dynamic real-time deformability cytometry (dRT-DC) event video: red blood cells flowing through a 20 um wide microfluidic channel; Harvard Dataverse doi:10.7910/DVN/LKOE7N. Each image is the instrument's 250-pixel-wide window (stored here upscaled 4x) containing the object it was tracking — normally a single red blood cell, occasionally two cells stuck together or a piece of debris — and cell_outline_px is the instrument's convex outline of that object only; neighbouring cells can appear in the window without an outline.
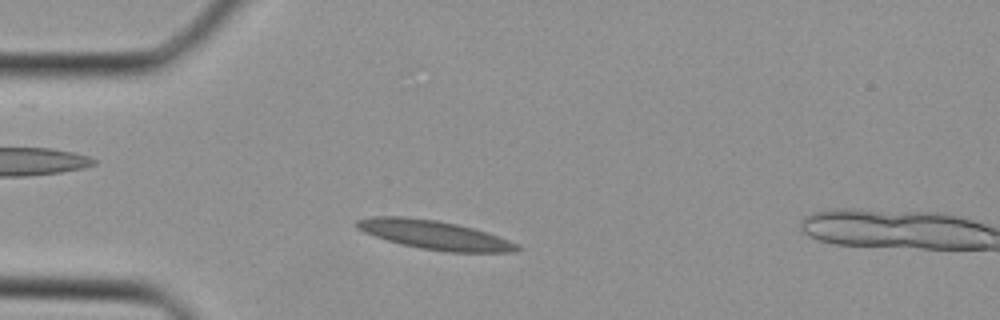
{"species": "Egyptian fruit bat (a non-hibernating species)", "species_latin": "Rousettus aegyptiacus", "temperature_condition": "cold", "stored_images_in_passage": 7, "camera_frame_rate_fps": 3000, "um_per_image_px": 0.085, "animal": {"sex": "female"}, "frame": {"image": 1, "passage_image": 6, "time_ms": 1.667, "image_size_px": [1000, 320], "cell_outline_px": [[524, 248], [512, 252], [448, 252], [420, 248], [388, 240], [364, 232], [356, 228], [356, 220], [372, 216], [404, 216], [436, 220], [456, 224], [472, 228], [520, 244]], "centroid_in_image_um": [36.93, 19.96], "position_along_channel_um": 48.1, "area_um2": 26.7}}